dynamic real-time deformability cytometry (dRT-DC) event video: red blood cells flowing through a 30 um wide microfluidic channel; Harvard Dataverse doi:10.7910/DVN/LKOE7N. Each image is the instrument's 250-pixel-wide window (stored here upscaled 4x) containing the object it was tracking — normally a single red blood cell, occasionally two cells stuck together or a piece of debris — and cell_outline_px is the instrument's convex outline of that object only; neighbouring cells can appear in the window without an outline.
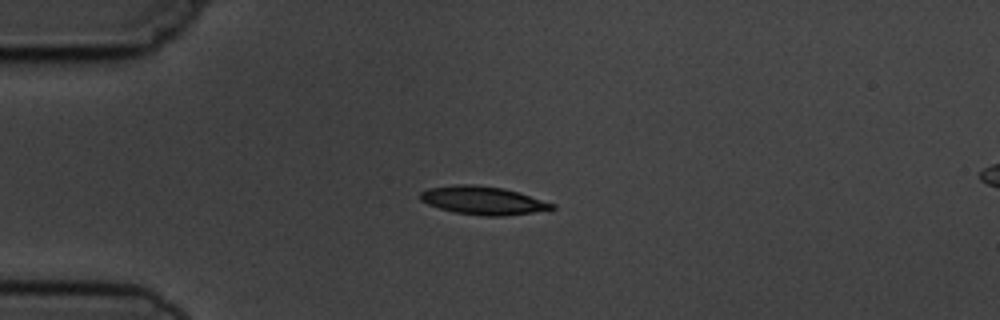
{"species": "common noctule bat (a hibernating species)", "species_latin": "Nyctalus noctula", "temperature_condition": "cold", "stored_images_in_passage": 5, "camera_frame_rate_fps": 3000, "um_per_image_px": 0.085, "animal": {"sex": "male", "body_mass_g": 19.5, "forearm_length_mm": 54.6}, "frame": {"image": 1, "passage_image": 3, "time_ms": 2.333, "image_size_px": [1000, 320], "cell_outline_px": [[556, 208], [532, 212], [504, 216], [480, 216], [456, 212], [440, 208], [428, 204], [420, 200], [420, 192], [428, 188], [456, 184], [476, 184], [504, 188], [520, 192], [556, 204]], "centroid_in_image_um": [41.06, 17.02], "position_along_channel_um": 43.9, "area_um2": 21.79}}
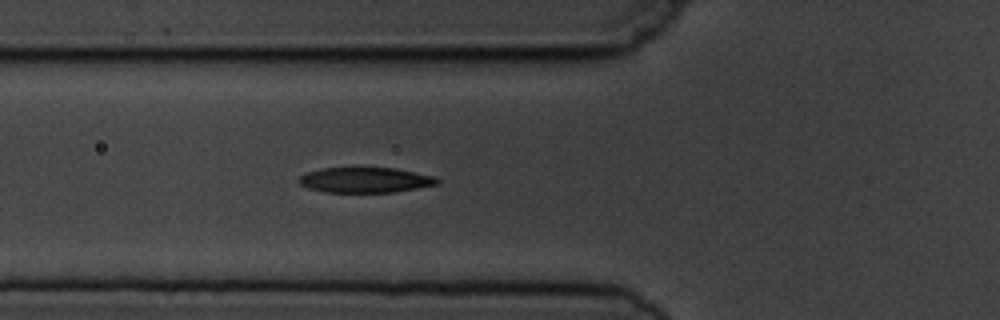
{"frame": {"image": 2, "passage_image": 5, "time_ms": 4.333, "image_size_px": [1000, 320], "cell_outline_px": [[440, 184], [392, 192], [324, 192], [308, 188], [300, 184], [296, 180], [300, 176], [308, 172], [320, 168], [356, 164], [396, 168], [436, 176], [440, 180]], "centroid_in_image_um": [31.02, 15.24], "position_along_channel_um": 94.8, "area_um2": 21.56}}